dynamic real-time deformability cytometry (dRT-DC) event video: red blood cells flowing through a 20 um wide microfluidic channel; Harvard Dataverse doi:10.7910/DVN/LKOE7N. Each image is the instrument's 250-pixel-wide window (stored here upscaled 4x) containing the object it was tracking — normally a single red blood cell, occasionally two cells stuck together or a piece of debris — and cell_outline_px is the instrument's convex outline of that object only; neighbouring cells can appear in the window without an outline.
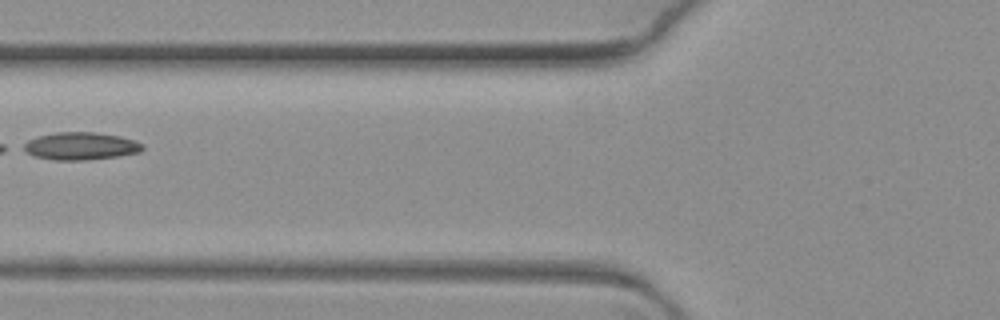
{"species": "common noctule bat (a hibernating species)", "species_latin": "Nyctalus noctula", "temperature_condition": "warm", "stored_images_in_passage": 8, "camera_frame_rate_fps": 3000, "um_per_image_px": 0.085, "animal": {"sex": "female", "body_mass_g": 19.3, "forearm_length_mm": 54.1}, "frame": {"image": 1, "passage_image": 4, "time_ms": 1.0, "image_size_px": [1000, 320], "cell_outline_px": [[144, 148], [140, 152], [116, 156], [84, 160], [52, 160], [36, 156], [20, 148], [20, 144], [28, 140], [40, 136], [56, 132], [96, 132], [120, 136], [144, 144]], "centroid_in_image_um": [6.83, 12.41], "position_along_channel_um": 119.0, "area_um2": 19.07}}
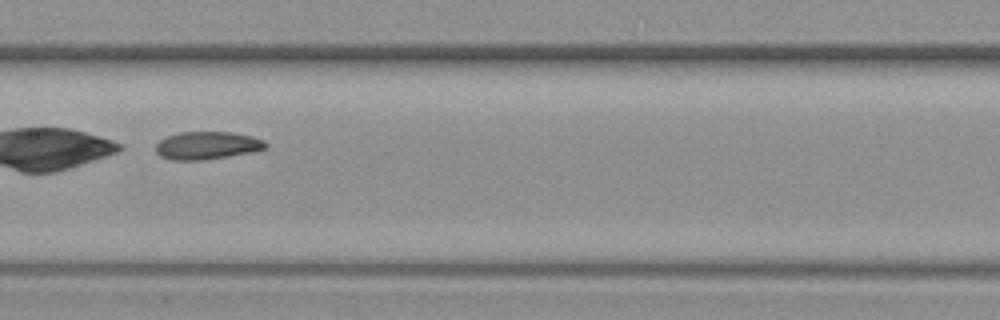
{"frame": {"image": 2, "passage_image": 6, "time_ms": 1.667, "image_size_px": [1000, 320], "cell_outline_px": [[268, 148], [252, 152], [200, 160], [172, 160], [160, 156], [156, 152], [156, 144], [160, 140], [168, 136], [180, 132], [232, 132], [252, 136], [264, 140], [268, 144]], "centroid_in_image_um": [17.62, 12.36], "position_along_channel_um": 189.8, "area_um2": 17.74}}
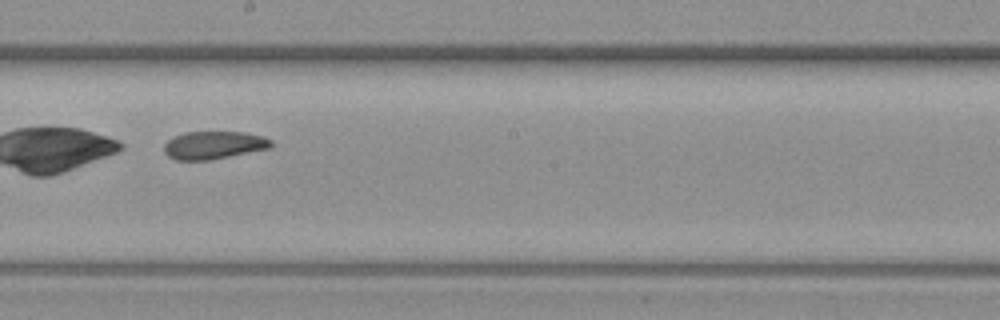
{"frame": {"image": 3, "passage_image": 7, "time_ms": 2.0, "image_size_px": [1000, 320], "cell_outline_px": [[272, 144], [268, 148], [208, 160], [176, 160], [168, 156], [164, 152], [164, 144], [168, 140], [184, 132], [244, 132], [260, 136], [272, 140]], "centroid_in_image_um": [18.12, 12.33], "position_along_channel_um": 230.1, "area_um2": 17.05}}